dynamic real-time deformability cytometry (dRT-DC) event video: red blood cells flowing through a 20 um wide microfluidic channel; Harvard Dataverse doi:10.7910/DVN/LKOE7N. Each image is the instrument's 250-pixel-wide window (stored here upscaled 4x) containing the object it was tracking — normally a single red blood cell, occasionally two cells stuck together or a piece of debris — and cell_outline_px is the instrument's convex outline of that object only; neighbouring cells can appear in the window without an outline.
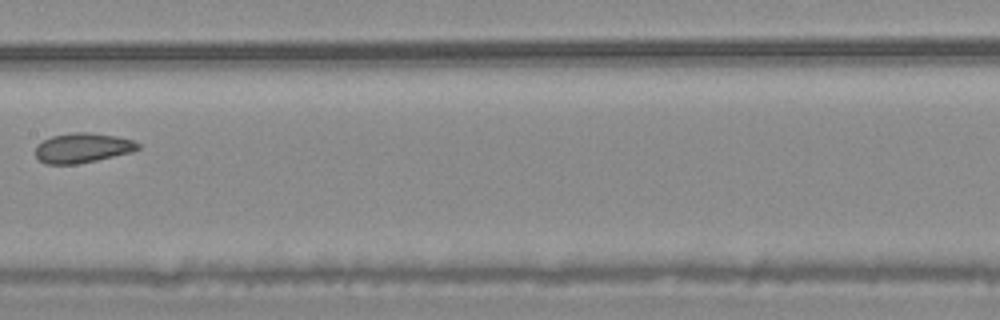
{"species": "common noctule bat (a hibernating species)", "species_latin": "Nyctalus noctula", "temperature_condition": "warm", "stored_images_in_passage": 7, "camera_frame_rate_fps": 3000, "um_per_image_px": 0.085, "animal": {"sex": "male", "body_mass_g": 20.4}, "frame": {"image": 1, "passage_image": 7, "time_ms": 2.0, "image_size_px": [1000, 320], "cell_outline_px": [[140, 148], [132, 152], [96, 160], [76, 164], [44, 164], [36, 156], [36, 144], [52, 136], [72, 132], [88, 132], [116, 136], [132, 140], [140, 144]], "centroid_in_image_um": [7.01, 12.57], "position_along_channel_um": 200.4, "area_um2": 17.74}}